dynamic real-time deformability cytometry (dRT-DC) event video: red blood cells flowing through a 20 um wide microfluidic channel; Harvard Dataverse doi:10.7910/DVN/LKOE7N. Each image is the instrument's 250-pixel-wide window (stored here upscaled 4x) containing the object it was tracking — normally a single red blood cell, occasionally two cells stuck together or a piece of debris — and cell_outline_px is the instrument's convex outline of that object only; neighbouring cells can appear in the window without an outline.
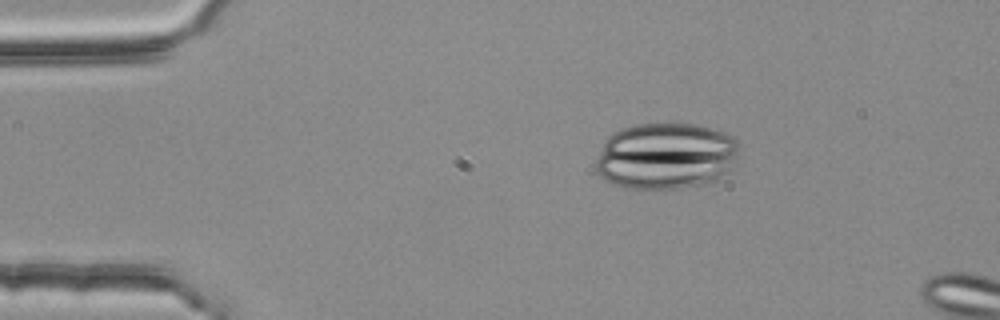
{"species": "common noctule bat (a hibernating species)", "species_latin": "Nyctalus noctula", "temperature_condition": "room temperature", "stored_images_in_passage": 4, "camera_frame_rate_fps": 3000, "um_per_image_px": 0.085, "animal": {"sex": "female", "body_mass_g": 25.1}, "frame": {"image": 1, "passage_image": 3, "time_ms": 0.667, "image_size_px": [1000, 320], "cell_outline_px": [[736, 156], [732, 168], [728, 172], [712, 184], [676, 188], [628, 188], [612, 184], [604, 180], [596, 172], [596, 160], [600, 148], [604, 140], [608, 136], [624, 128], [636, 124], [692, 124], [724, 132], [732, 136], [736, 140]], "centroid_in_image_um": [56.58, 13.28], "position_along_channel_um": 28.4, "area_um2": 55.66}}